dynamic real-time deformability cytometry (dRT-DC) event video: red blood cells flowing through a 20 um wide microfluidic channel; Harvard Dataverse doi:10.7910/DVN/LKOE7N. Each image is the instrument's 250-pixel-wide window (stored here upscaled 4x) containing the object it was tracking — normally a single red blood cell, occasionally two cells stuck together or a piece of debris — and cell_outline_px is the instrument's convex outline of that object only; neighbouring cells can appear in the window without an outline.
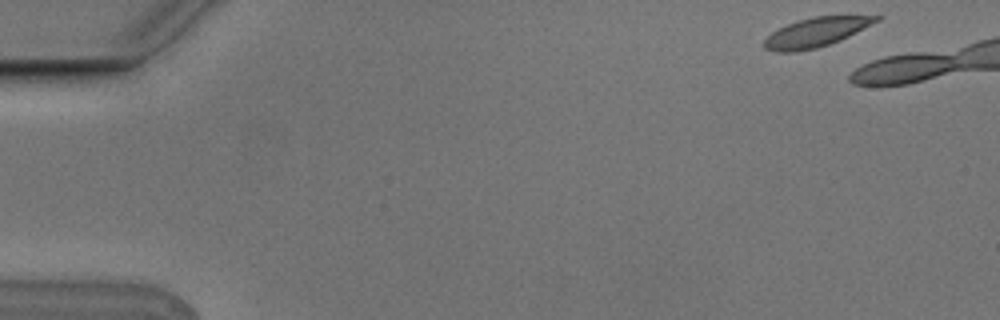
{"species": "Egyptian fruit bat (a non-hibernating species)", "species_latin": "Rousettus aegyptiacus", "temperature_condition": "cold", "stored_images_in_passage": 4, "camera_frame_rate_fps": 3000, "um_per_image_px": 0.085, "animal": {"sex": "male"}, "frame": {"image": 1, "passage_image": 1, "time_ms": 0.0, "image_size_px": [1000, 320], "cell_outline_px": [[880, 20], [840, 40], [816, 48], [796, 52], [776, 52], [764, 48], [764, 40], [772, 32], [796, 20], [812, 16], [880, 16]], "centroid_in_image_um": [69.32, 2.75], "position_along_channel_um": 15.7, "area_um2": 18.84}}